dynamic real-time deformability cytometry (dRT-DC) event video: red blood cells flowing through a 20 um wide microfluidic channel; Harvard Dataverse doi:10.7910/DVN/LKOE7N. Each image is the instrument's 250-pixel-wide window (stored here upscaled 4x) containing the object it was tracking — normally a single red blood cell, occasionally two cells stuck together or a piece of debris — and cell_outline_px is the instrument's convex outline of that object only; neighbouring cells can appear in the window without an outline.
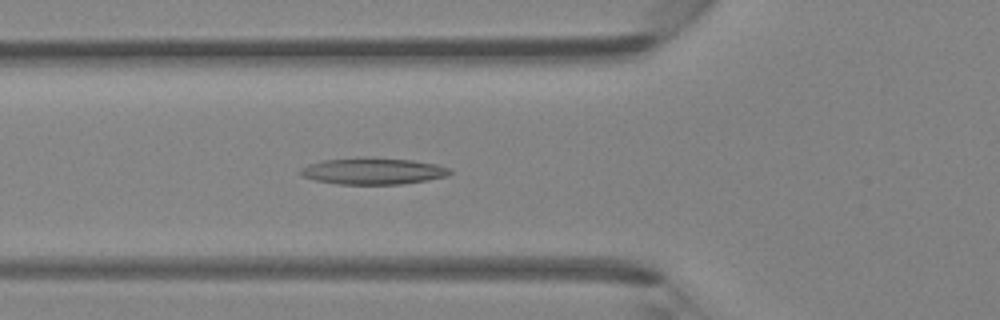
{"species": "Egyptian fruit bat (a non-hibernating species)", "species_latin": "Rousettus aegyptiacus", "temperature_condition": "room temperature", "stored_images_in_passage": 36, "camera_frame_rate_fps": 3000, "um_per_image_px": 0.085, "animal": {"sex": "female"}, "frame": {"image": 1, "passage_image": 10, "time_ms": 3.0, "image_size_px": [1000, 320], "cell_outline_px": [[452, 172], [448, 176], [428, 180], [404, 184], [340, 184], [316, 180], [300, 176], [300, 168], [308, 164], [320, 160], [356, 156], [372, 156], [412, 160], [436, 164], [448, 168]], "centroid_in_image_um": [31.67, 14.52], "position_along_channel_um": 94.1, "area_um2": 23.7}}
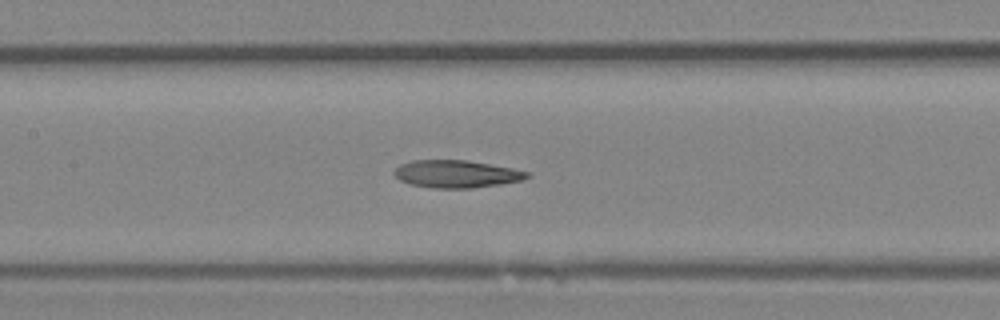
{"frame": {"image": 2, "passage_image": 15, "time_ms": 4.667, "image_size_px": [1000, 320], "cell_outline_px": [[532, 176], [520, 180], [500, 184], [472, 188], [432, 188], [412, 184], [400, 180], [392, 172], [400, 164], [412, 160], [468, 160], [512, 168], [528, 172]], "centroid_in_image_um": [38.78, 14.78], "position_along_channel_um": 168.6, "area_um2": 21.21}}
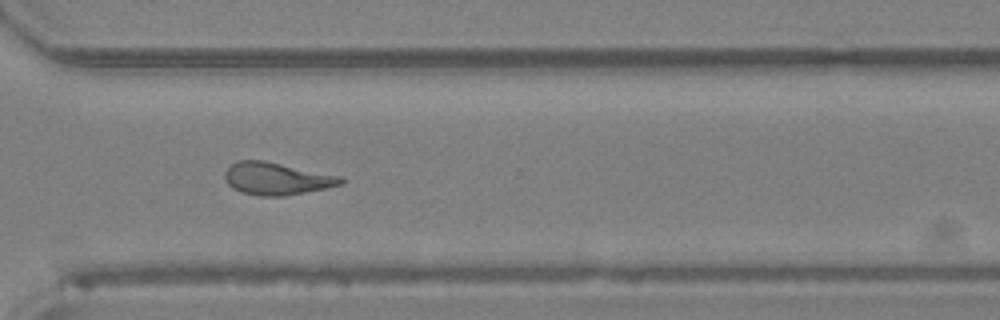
{"frame": {"image": 3, "passage_image": 27, "time_ms": 8.667, "image_size_px": [1000, 320], "cell_outline_px": [[344, 184], [284, 196], [260, 196], [240, 192], [232, 188], [224, 180], [224, 172], [232, 164], [240, 160], [264, 160], [344, 176]], "centroid_in_image_um": [23.53, 15.18], "position_along_channel_um": 347.1, "area_um2": 22.08}}